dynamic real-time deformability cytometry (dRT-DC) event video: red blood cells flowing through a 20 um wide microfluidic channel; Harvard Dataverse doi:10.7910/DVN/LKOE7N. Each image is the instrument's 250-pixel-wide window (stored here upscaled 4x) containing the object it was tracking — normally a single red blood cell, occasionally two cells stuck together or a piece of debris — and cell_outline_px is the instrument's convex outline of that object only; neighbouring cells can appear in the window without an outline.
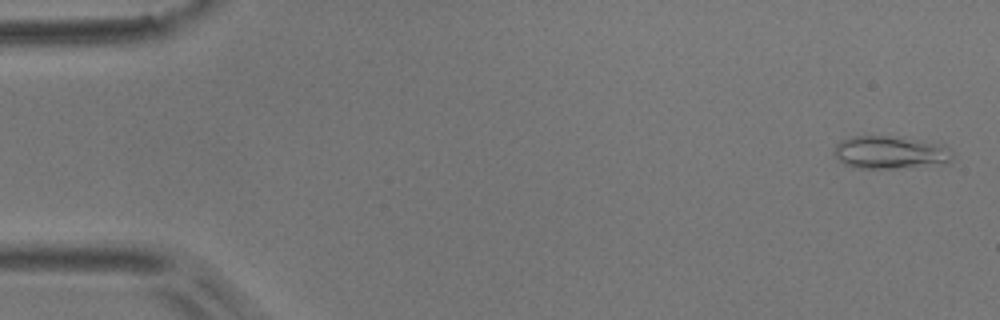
{"species": "common noctule bat (a hibernating species)", "species_latin": "Nyctalus noctula", "temperature_condition": "room temperature", "stored_images_in_passage": 53, "camera_frame_rate_fps": 3000, "um_per_image_px": 0.085, "animal": {"sex": "male", "body_mass_g": 17.9}, "frame": {"image": 1, "passage_image": 2, "time_ms": 0.333, "image_size_px": [1000, 320], "cell_outline_px": [[952, 156], [948, 164], [892, 168], [856, 168], [844, 164], [832, 156], [836, 144], [840, 140], [852, 136], [900, 136], [944, 144], [952, 148]], "centroid_in_image_um": [75.69, 12.94], "position_along_channel_um": 9.3, "area_um2": 23.24}}
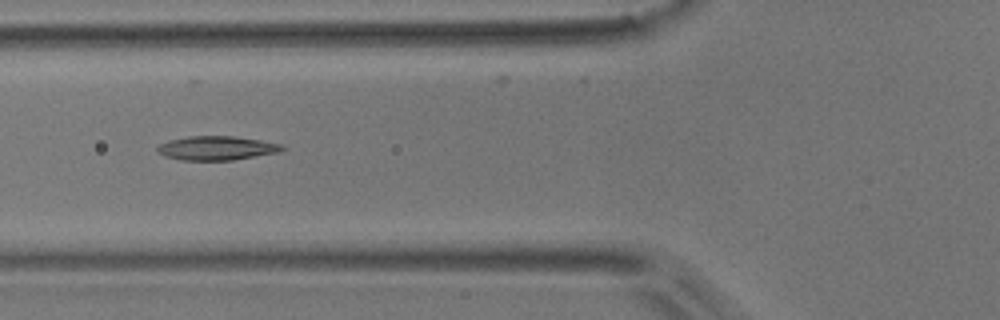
{"frame": {"image": 2, "passage_image": 20, "time_ms": 6.333, "image_size_px": [1000, 320], "cell_outline_px": [[284, 148], [280, 152], [232, 160], [180, 160], [164, 156], [156, 152], [156, 148], [160, 144], [168, 140], [188, 136], [232, 136], [260, 140], [284, 144]], "centroid_in_image_um": [18.39, 12.59], "position_along_channel_um": 107.4, "area_um2": 17.57}}
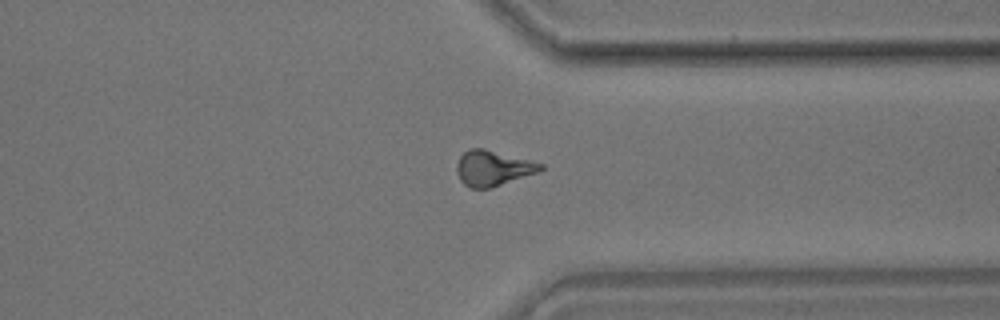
{"frame": {"image": 3, "passage_image": 41, "time_ms": 13.333, "image_size_px": [1000, 320], "cell_outline_px": [[544, 168], [536, 172], [488, 188], [468, 188], [460, 180], [456, 172], [456, 164], [460, 156], [468, 148], [484, 148], [544, 164]], "centroid_in_image_um": [41.83, 14.27], "position_along_channel_um": 369.6, "area_um2": 16.99}, "authors_computed_cell_mechanics": {"area_um2": 17.1088, "velocity_mm_per_s": 3.7562, "shape_relaxation_time_tau1_ms": 6.7037, "shape_relaxation_time_tau2_ms": 5.2813, "deformation_change_tau1": 0.1665, "deformation_change_tau2": 0.1387}}